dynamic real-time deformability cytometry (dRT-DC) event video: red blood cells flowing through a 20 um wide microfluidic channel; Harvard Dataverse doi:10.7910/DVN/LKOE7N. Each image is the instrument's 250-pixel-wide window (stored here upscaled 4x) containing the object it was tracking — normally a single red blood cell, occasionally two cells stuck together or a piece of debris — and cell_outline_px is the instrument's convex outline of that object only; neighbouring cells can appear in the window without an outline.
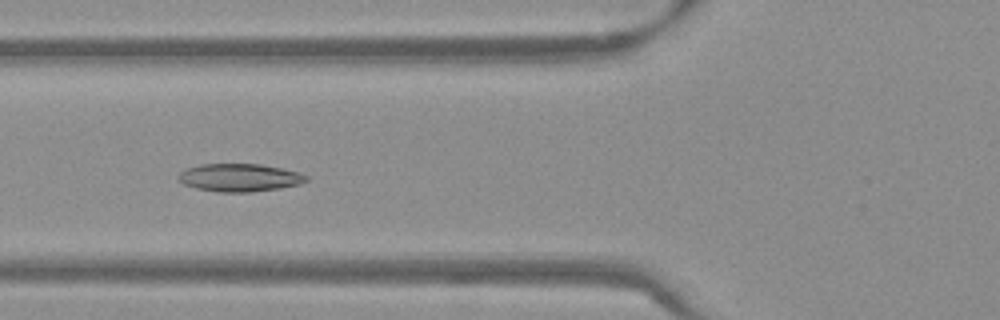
{"species": "Egyptian fruit bat (a non-hibernating species)", "species_latin": "Rousettus aegyptiacus", "temperature_condition": "warm", "stored_images_in_passage": 53, "camera_frame_rate_fps": 3000, "um_per_image_px": 0.085, "frame": {"image": 1, "passage_image": 20, "time_ms": 6.333, "image_size_px": [1000, 320], "cell_outline_px": [[308, 180], [300, 184], [280, 188], [252, 192], [220, 192], [196, 188], [184, 184], [176, 176], [184, 168], [200, 164], [260, 164], [300, 172], [308, 176]], "centroid_in_image_um": [20.36, 15.09], "position_along_channel_um": 105.4, "area_um2": 20.87}}
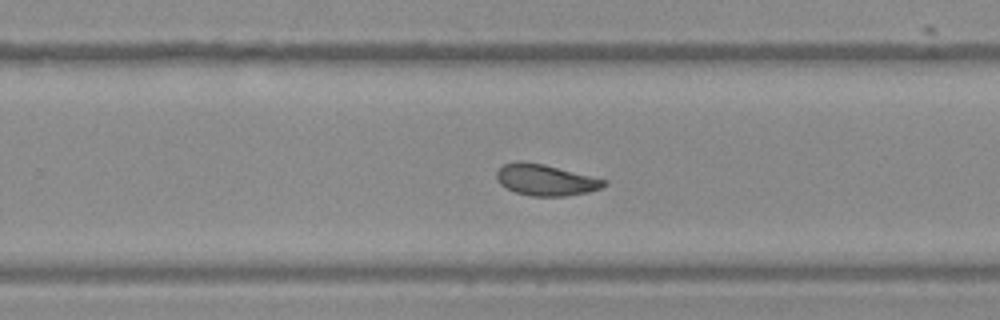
{"frame": {"image": 2, "passage_image": 34, "time_ms": 11.0, "image_size_px": [1000, 320], "cell_outline_px": [[608, 184], [600, 188], [588, 192], [564, 196], [532, 196], [516, 192], [500, 184], [496, 180], [496, 172], [504, 164], [516, 160], [520, 160], [544, 164], [608, 180]], "centroid_in_image_um": [46.37, 15.28], "position_along_channel_um": 283.4, "area_um2": 19.59}}
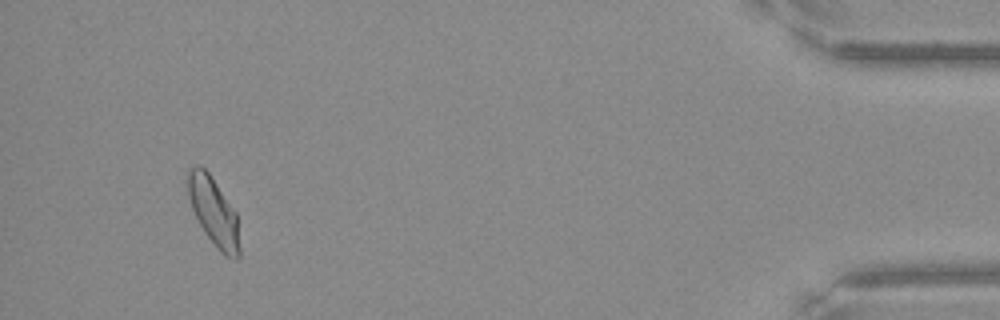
{"frame": {"image": 3, "passage_image": 50, "time_ms": 16.333, "image_size_px": [1000, 320], "cell_outline_px": [[240, 256], [236, 260], [224, 256], [220, 252], [204, 232], [192, 208], [188, 196], [188, 168], [196, 164], [200, 164], [208, 172], [236, 212], [240, 248]], "centroid_in_image_um": [18.17, 18.01], "position_along_channel_um": 417.0, "area_um2": 20.52}, "authors_computed_cell_mechanics": {"area_um2": 20.519, "velocity_mm_per_s": 3.8081, "shape_relaxation_time_tau1_ms": null, "shape_relaxation_time_tau2_ms": 3.3903, "deformation_change_tau1": null, "deformation_change_tau2": 0.0811}}